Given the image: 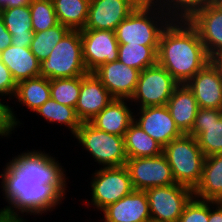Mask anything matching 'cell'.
<instances>
[{
    "label": "cell",
    "instance_id": "cell-1",
    "mask_svg": "<svg viewBox=\"0 0 222 222\" xmlns=\"http://www.w3.org/2000/svg\"><path fill=\"white\" fill-rule=\"evenodd\" d=\"M210 61L197 30L188 21H171L162 32L157 64L180 85L186 84Z\"/></svg>",
    "mask_w": 222,
    "mask_h": 222
},
{
    "label": "cell",
    "instance_id": "cell-2",
    "mask_svg": "<svg viewBox=\"0 0 222 222\" xmlns=\"http://www.w3.org/2000/svg\"><path fill=\"white\" fill-rule=\"evenodd\" d=\"M6 165L0 176L3 178V195L9 206L1 210L16 216L19 212L39 215L53 211L65 197L66 184H39L28 179L11 161Z\"/></svg>",
    "mask_w": 222,
    "mask_h": 222
},
{
    "label": "cell",
    "instance_id": "cell-3",
    "mask_svg": "<svg viewBox=\"0 0 222 222\" xmlns=\"http://www.w3.org/2000/svg\"><path fill=\"white\" fill-rule=\"evenodd\" d=\"M155 6H157L155 1L143 0L134 11L116 27L115 36L118 44L159 45L162 32L172 20L166 18L167 14L160 6H157L158 8ZM156 10H158V13ZM160 12L162 13L159 14ZM158 20L161 21L160 24Z\"/></svg>",
    "mask_w": 222,
    "mask_h": 222
},
{
    "label": "cell",
    "instance_id": "cell-4",
    "mask_svg": "<svg viewBox=\"0 0 222 222\" xmlns=\"http://www.w3.org/2000/svg\"><path fill=\"white\" fill-rule=\"evenodd\" d=\"M177 184L194 190L201 180L206 156L200 149L197 139L189 134L173 139L164 148Z\"/></svg>",
    "mask_w": 222,
    "mask_h": 222
},
{
    "label": "cell",
    "instance_id": "cell-5",
    "mask_svg": "<svg viewBox=\"0 0 222 222\" xmlns=\"http://www.w3.org/2000/svg\"><path fill=\"white\" fill-rule=\"evenodd\" d=\"M88 73L83 61L80 30H70L40 62V76L49 80L72 78Z\"/></svg>",
    "mask_w": 222,
    "mask_h": 222
},
{
    "label": "cell",
    "instance_id": "cell-6",
    "mask_svg": "<svg viewBox=\"0 0 222 222\" xmlns=\"http://www.w3.org/2000/svg\"><path fill=\"white\" fill-rule=\"evenodd\" d=\"M74 137L103 168L126 165L128 157L124 136L109 134L97 129L90 122H82Z\"/></svg>",
    "mask_w": 222,
    "mask_h": 222
},
{
    "label": "cell",
    "instance_id": "cell-7",
    "mask_svg": "<svg viewBox=\"0 0 222 222\" xmlns=\"http://www.w3.org/2000/svg\"><path fill=\"white\" fill-rule=\"evenodd\" d=\"M179 85L165 68L156 64L140 72L130 100L141 103L140 108L165 106Z\"/></svg>",
    "mask_w": 222,
    "mask_h": 222
},
{
    "label": "cell",
    "instance_id": "cell-8",
    "mask_svg": "<svg viewBox=\"0 0 222 222\" xmlns=\"http://www.w3.org/2000/svg\"><path fill=\"white\" fill-rule=\"evenodd\" d=\"M91 203L102 210L134 191L130 173L126 166L100 168L91 181Z\"/></svg>",
    "mask_w": 222,
    "mask_h": 222
},
{
    "label": "cell",
    "instance_id": "cell-9",
    "mask_svg": "<svg viewBox=\"0 0 222 222\" xmlns=\"http://www.w3.org/2000/svg\"><path fill=\"white\" fill-rule=\"evenodd\" d=\"M148 198L151 221L178 222L193 190L180 184L153 187L145 190Z\"/></svg>",
    "mask_w": 222,
    "mask_h": 222
},
{
    "label": "cell",
    "instance_id": "cell-10",
    "mask_svg": "<svg viewBox=\"0 0 222 222\" xmlns=\"http://www.w3.org/2000/svg\"><path fill=\"white\" fill-rule=\"evenodd\" d=\"M134 190L176 184L166 156L128 158L126 165Z\"/></svg>",
    "mask_w": 222,
    "mask_h": 222
},
{
    "label": "cell",
    "instance_id": "cell-11",
    "mask_svg": "<svg viewBox=\"0 0 222 222\" xmlns=\"http://www.w3.org/2000/svg\"><path fill=\"white\" fill-rule=\"evenodd\" d=\"M83 61L88 72L118 60V41L112 30H80Z\"/></svg>",
    "mask_w": 222,
    "mask_h": 222
},
{
    "label": "cell",
    "instance_id": "cell-12",
    "mask_svg": "<svg viewBox=\"0 0 222 222\" xmlns=\"http://www.w3.org/2000/svg\"><path fill=\"white\" fill-rule=\"evenodd\" d=\"M11 162L31 181L39 184H67L64 169L55 157L41 151H27L13 157Z\"/></svg>",
    "mask_w": 222,
    "mask_h": 222
},
{
    "label": "cell",
    "instance_id": "cell-13",
    "mask_svg": "<svg viewBox=\"0 0 222 222\" xmlns=\"http://www.w3.org/2000/svg\"><path fill=\"white\" fill-rule=\"evenodd\" d=\"M143 0H93L89 3L84 29L112 30L128 17Z\"/></svg>",
    "mask_w": 222,
    "mask_h": 222
},
{
    "label": "cell",
    "instance_id": "cell-14",
    "mask_svg": "<svg viewBox=\"0 0 222 222\" xmlns=\"http://www.w3.org/2000/svg\"><path fill=\"white\" fill-rule=\"evenodd\" d=\"M185 85L194 94L199 108L222 109V74L213 60Z\"/></svg>",
    "mask_w": 222,
    "mask_h": 222
},
{
    "label": "cell",
    "instance_id": "cell-15",
    "mask_svg": "<svg viewBox=\"0 0 222 222\" xmlns=\"http://www.w3.org/2000/svg\"><path fill=\"white\" fill-rule=\"evenodd\" d=\"M93 73L114 99L130 101L135 92L140 71L116 60L100 65Z\"/></svg>",
    "mask_w": 222,
    "mask_h": 222
},
{
    "label": "cell",
    "instance_id": "cell-16",
    "mask_svg": "<svg viewBox=\"0 0 222 222\" xmlns=\"http://www.w3.org/2000/svg\"><path fill=\"white\" fill-rule=\"evenodd\" d=\"M188 134L197 139L206 157L222 153V109L199 108Z\"/></svg>",
    "mask_w": 222,
    "mask_h": 222
},
{
    "label": "cell",
    "instance_id": "cell-17",
    "mask_svg": "<svg viewBox=\"0 0 222 222\" xmlns=\"http://www.w3.org/2000/svg\"><path fill=\"white\" fill-rule=\"evenodd\" d=\"M139 109V113L136 116L141 115L137 119L135 117L134 122L163 148L173 139L183 135L176 126L166 105Z\"/></svg>",
    "mask_w": 222,
    "mask_h": 222
},
{
    "label": "cell",
    "instance_id": "cell-18",
    "mask_svg": "<svg viewBox=\"0 0 222 222\" xmlns=\"http://www.w3.org/2000/svg\"><path fill=\"white\" fill-rule=\"evenodd\" d=\"M188 22L197 30L211 60L222 54V9L216 3L197 12Z\"/></svg>",
    "mask_w": 222,
    "mask_h": 222
},
{
    "label": "cell",
    "instance_id": "cell-19",
    "mask_svg": "<svg viewBox=\"0 0 222 222\" xmlns=\"http://www.w3.org/2000/svg\"><path fill=\"white\" fill-rule=\"evenodd\" d=\"M113 99L95 74L88 72L81 76V89L75 107L76 114L81 122H89Z\"/></svg>",
    "mask_w": 222,
    "mask_h": 222
},
{
    "label": "cell",
    "instance_id": "cell-20",
    "mask_svg": "<svg viewBox=\"0 0 222 222\" xmlns=\"http://www.w3.org/2000/svg\"><path fill=\"white\" fill-rule=\"evenodd\" d=\"M104 222H150L148 198L145 191L134 190L102 209Z\"/></svg>",
    "mask_w": 222,
    "mask_h": 222
},
{
    "label": "cell",
    "instance_id": "cell-21",
    "mask_svg": "<svg viewBox=\"0 0 222 222\" xmlns=\"http://www.w3.org/2000/svg\"><path fill=\"white\" fill-rule=\"evenodd\" d=\"M125 101L126 99H113L89 122L99 130L124 136L135 117Z\"/></svg>",
    "mask_w": 222,
    "mask_h": 222
},
{
    "label": "cell",
    "instance_id": "cell-22",
    "mask_svg": "<svg viewBox=\"0 0 222 222\" xmlns=\"http://www.w3.org/2000/svg\"><path fill=\"white\" fill-rule=\"evenodd\" d=\"M0 60L7 66L16 83L40 76V62L30 47L10 45L0 52Z\"/></svg>",
    "mask_w": 222,
    "mask_h": 222
},
{
    "label": "cell",
    "instance_id": "cell-23",
    "mask_svg": "<svg viewBox=\"0 0 222 222\" xmlns=\"http://www.w3.org/2000/svg\"><path fill=\"white\" fill-rule=\"evenodd\" d=\"M166 106L179 130L188 134L199 110L194 94L185 84H181L174 90Z\"/></svg>",
    "mask_w": 222,
    "mask_h": 222
},
{
    "label": "cell",
    "instance_id": "cell-24",
    "mask_svg": "<svg viewBox=\"0 0 222 222\" xmlns=\"http://www.w3.org/2000/svg\"><path fill=\"white\" fill-rule=\"evenodd\" d=\"M193 195L201 200L222 202V153L206 157L201 180Z\"/></svg>",
    "mask_w": 222,
    "mask_h": 222
},
{
    "label": "cell",
    "instance_id": "cell-25",
    "mask_svg": "<svg viewBox=\"0 0 222 222\" xmlns=\"http://www.w3.org/2000/svg\"><path fill=\"white\" fill-rule=\"evenodd\" d=\"M6 29L11 33V45L30 47L34 37L31 27L30 6L4 8L0 10Z\"/></svg>",
    "mask_w": 222,
    "mask_h": 222
},
{
    "label": "cell",
    "instance_id": "cell-26",
    "mask_svg": "<svg viewBox=\"0 0 222 222\" xmlns=\"http://www.w3.org/2000/svg\"><path fill=\"white\" fill-rule=\"evenodd\" d=\"M124 144L128 158L156 157L163 153V147L134 121L124 134Z\"/></svg>",
    "mask_w": 222,
    "mask_h": 222
},
{
    "label": "cell",
    "instance_id": "cell-27",
    "mask_svg": "<svg viewBox=\"0 0 222 222\" xmlns=\"http://www.w3.org/2000/svg\"><path fill=\"white\" fill-rule=\"evenodd\" d=\"M14 97L35 112L50 98V80L41 76L22 80L17 83Z\"/></svg>",
    "mask_w": 222,
    "mask_h": 222
},
{
    "label": "cell",
    "instance_id": "cell-28",
    "mask_svg": "<svg viewBox=\"0 0 222 222\" xmlns=\"http://www.w3.org/2000/svg\"><path fill=\"white\" fill-rule=\"evenodd\" d=\"M58 22L70 30H82L88 17V0H52Z\"/></svg>",
    "mask_w": 222,
    "mask_h": 222
},
{
    "label": "cell",
    "instance_id": "cell-29",
    "mask_svg": "<svg viewBox=\"0 0 222 222\" xmlns=\"http://www.w3.org/2000/svg\"><path fill=\"white\" fill-rule=\"evenodd\" d=\"M158 45L118 44V60L140 72L157 64Z\"/></svg>",
    "mask_w": 222,
    "mask_h": 222
},
{
    "label": "cell",
    "instance_id": "cell-30",
    "mask_svg": "<svg viewBox=\"0 0 222 222\" xmlns=\"http://www.w3.org/2000/svg\"><path fill=\"white\" fill-rule=\"evenodd\" d=\"M35 112L49 122L65 124L73 135L76 134L82 122L76 114L73 107L63 105L52 99L51 97L41 105Z\"/></svg>",
    "mask_w": 222,
    "mask_h": 222
},
{
    "label": "cell",
    "instance_id": "cell-31",
    "mask_svg": "<svg viewBox=\"0 0 222 222\" xmlns=\"http://www.w3.org/2000/svg\"><path fill=\"white\" fill-rule=\"evenodd\" d=\"M153 1H155V3L158 6H161L160 8L163 11L164 10L166 11L167 9L168 13L166 14L168 15V17L170 16L169 18H171L172 21H179V19L180 21H189L197 12L204 10L207 6L215 3V0H153Z\"/></svg>",
    "mask_w": 222,
    "mask_h": 222
},
{
    "label": "cell",
    "instance_id": "cell-32",
    "mask_svg": "<svg viewBox=\"0 0 222 222\" xmlns=\"http://www.w3.org/2000/svg\"><path fill=\"white\" fill-rule=\"evenodd\" d=\"M70 31L61 23L45 31L34 32V37L30 45L31 52L36 56L39 62L47 59L52 48Z\"/></svg>",
    "mask_w": 222,
    "mask_h": 222
},
{
    "label": "cell",
    "instance_id": "cell-33",
    "mask_svg": "<svg viewBox=\"0 0 222 222\" xmlns=\"http://www.w3.org/2000/svg\"><path fill=\"white\" fill-rule=\"evenodd\" d=\"M81 89V76L50 80V97L60 104L75 108Z\"/></svg>",
    "mask_w": 222,
    "mask_h": 222
},
{
    "label": "cell",
    "instance_id": "cell-34",
    "mask_svg": "<svg viewBox=\"0 0 222 222\" xmlns=\"http://www.w3.org/2000/svg\"><path fill=\"white\" fill-rule=\"evenodd\" d=\"M29 6L33 32L45 31L59 24L52 0H31Z\"/></svg>",
    "mask_w": 222,
    "mask_h": 222
},
{
    "label": "cell",
    "instance_id": "cell-35",
    "mask_svg": "<svg viewBox=\"0 0 222 222\" xmlns=\"http://www.w3.org/2000/svg\"><path fill=\"white\" fill-rule=\"evenodd\" d=\"M209 201L192 197L186 204L178 222H208Z\"/></svg>",
    "mask_w": 222,
    "mask_h": 222
},
{
    "label": "cell",
    "instance_id": "cell-36",
    "mask_svg": "<svg viewBox=\"0 0 222 222\" xmlns=\"http://www.w3.org/2000/svg\"><path fill=\"white\" fill-rule=\"evenodd\" d=\"M19 123L12 109L0 101V136L8 137Z\"/></svg>",
    "mask_w": 222,
    "mask_h": 222
},
{
    "label": "cell",
    "instance_id": "cell-37",
    "mask_svg": "<svg viewBox=\"0 0 222 222\" xmlns=\"http://www.w3.org/2000/svg\"><path fill=\"white\" fill-rule=\"evenodd\" d=\"M17 83L13 79L7 66L0 60V95L14 96Z\"/></svg>",
    "mask_w": 222,
    "mask_h": 222
},
{
    "label": "cell",
    "instance_id": "cell-38",
    "mask_svg": "<svg viewBox=\"0 0 222 222\" xmlns=\"http://www.w3.org/2000/svg\"><path fill=\"white\" fill-rule=\"evenodd\" d=\"M11 33L6 29L4 21L0 16V52L11 45Z\"/></svg>",
    "mask_w": 222,
    "mask_h": 222
},
{
    "label": "cell",
    "instance_id": "cell-39",
    "mask_svg": "<svg viewBox=\"0 0 222 222\" xmlns=\"http://www.w3.org/2000/svg\"><path fill=\"white\" fill-rule=\"evenodd\" d=\"M214 204L216 206H214ZM212 205L213 211H212ZM211 206V208H210ZM208 222H222V202L209 201V220Z\"/></svg>",
    "mask_w": 222,
    "mask_h": 222
},
{
    "label": "cell",
    "instance_id": "cell-40",
    "mask_svg": "<svg viewBox=\"0 0 222 222\" xmlns=\"http://www.w3.org/2000/svg\"><path fill=\"white\" fill-rule=\"evenodd\" d=\"M31 0H0V10L4 8L29 5Z\"/></svg>",
    "mask_w": 222,
    "mask_h": 222
},
{
    "label": "cell",
    "instance_id": "cell-41",
    "mask_svg": "<svg viewBox=\"0 0 222 222\" xmlns=\"http://www.w3.org/2000/svg\"><path fill=\"white\" fill-rule=\"evenodd\" d=\"M0 222H26L20 216L9 214L0 209Z\"/></svg>",
    "mask_w": 222,
    "mask_h": 222
},
{
    "label": "cell",
    "instance_id": "cell-42",
    "mask_svg": "<svg viewBox=\"0 0 222 222\" xmlns=\"http://www.w3.org/2000/svg\"><path fill=\"white\" fill-rule=\"evenodd\" d=\"M214 63L219 67L221 74H222V54L217 55L215 58L212 59Z\"/></svg>",
    "mask_w": 222,
    "mask_h": 222
},
{
    "label": "cell",
    "instance_id": "cell-43",
    "mask_svg": "<svg viewBox=\"0 0 222 222\" xmlns=\"http://www.w3.org/2000/svg\"><path fill=\"white\" fill-rule=\"evenodd\" d=\"M215 3L222 9V0H215Z\"/></svg>",
    "mask_w": 222,
    "mask_h": 222
}]
</instances>
